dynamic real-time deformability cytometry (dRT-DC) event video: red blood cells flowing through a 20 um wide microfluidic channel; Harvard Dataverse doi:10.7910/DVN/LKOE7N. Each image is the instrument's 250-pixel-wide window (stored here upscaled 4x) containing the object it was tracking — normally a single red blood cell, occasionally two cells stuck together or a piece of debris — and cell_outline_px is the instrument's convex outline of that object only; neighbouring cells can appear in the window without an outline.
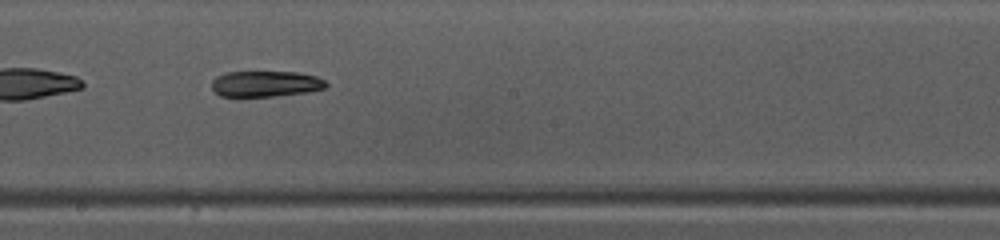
{"species": "common noctule bat (a hibernating species)", "species_latin": "Nyctalus noctula", "temperature_condition": "warm", "stored_images_in_passage": 48, "camera_frame_rate_fps": 3000, "um_per_image_px": 0.085, "animal": {"sex": "female", "body_mass_g": 10.0, "forearm_length_mm": 53.1}, "frame": {"image": 1, "passage_image": 28, "time_ms": 9.0, "image_size_px": [1000, 240], "cell_outline_px": [[328, 88], [308, 92], [276, 96], [240, 100], [220, 96], [212, 88], [212, 80], [216, 76], [224, 72], [296, 72], [316, 76], [324, 80], [328, 84]], "centroid_in_image_um": [22.52, 7.17], "position_along_channel_um": 225.7, "area_um2": 18.15}, "authors_computed_cell_mechanics": {"area_um2": 20.0277, "velocity_mm_per_s": 4.0446, "shape_relaxation_time_tau1_ms": 7.3395, "shape_relaxation_time_tau2_ms": null, "deformation_change_tau1": 0.2396, "deformation_change_tau2": null}}